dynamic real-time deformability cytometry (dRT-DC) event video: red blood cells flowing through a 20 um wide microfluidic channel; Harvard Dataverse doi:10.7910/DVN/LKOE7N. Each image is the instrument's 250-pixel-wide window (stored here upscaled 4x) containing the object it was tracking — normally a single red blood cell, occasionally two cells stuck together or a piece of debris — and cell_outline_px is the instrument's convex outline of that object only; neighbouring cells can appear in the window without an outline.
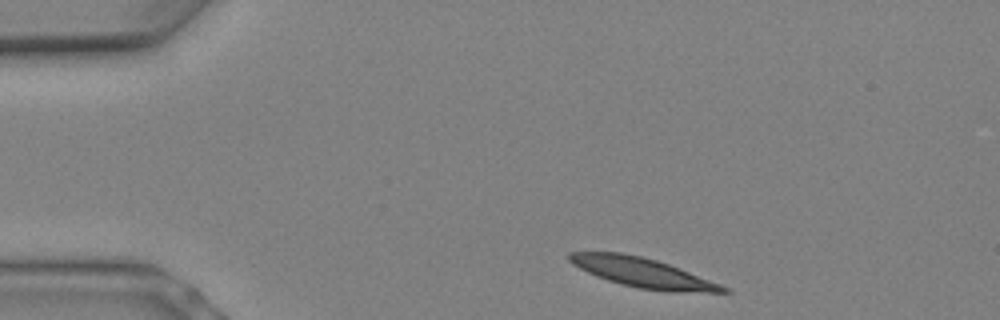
{"species": "Egyptian fruit bat (a non-hibernating species)", "species_latin": "Rousettus aegyptiacus", "temperature_condition": "warm", "stored_images_in_passage": 5, "camera_frame_rate_fps": 3000, "um_per_image_px": 0.085, "animal": {"sex": "female"}, "frame": {"image": 1, "passage_image": 1, "time_ms": 0.0, "image_size_px": [1000, 320], "cell_outline_px": [[732, 292], [668, 292], [640, 288], [608, 280], [596, 276], [572, 264], [568, 260], [568, 252], [620, 252], [640, 256], [656, 260], [680, 268], [720, 284], [728, 288]], "centroid_in_image_um": [54.62, 23.17], "position_along_channel_um": 30.4, "area_um2": 26.18}}
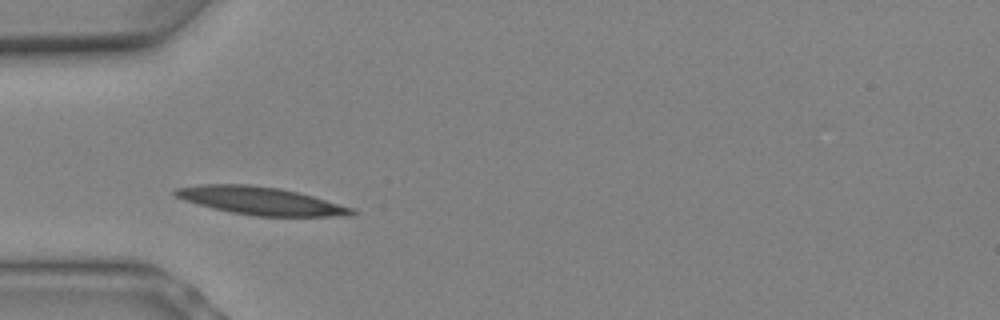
{"frame": {"image": 2, "passage_image": 4, "time_ms": 1.0, "image_size_px": [1000, 320], "cell_outline_px": [[360, 212], [352, 216], [256, 216], [232, 212], [184, 200], [176, 196], [172, 192], [176, 188], [200, 184], [248, 184], [280, 188], [312, 196], [352, 208]], "centroid_in_image_um": [22.18, 17.06], "position_along_channel_um": 62.8, "area_um2": 28.32}}